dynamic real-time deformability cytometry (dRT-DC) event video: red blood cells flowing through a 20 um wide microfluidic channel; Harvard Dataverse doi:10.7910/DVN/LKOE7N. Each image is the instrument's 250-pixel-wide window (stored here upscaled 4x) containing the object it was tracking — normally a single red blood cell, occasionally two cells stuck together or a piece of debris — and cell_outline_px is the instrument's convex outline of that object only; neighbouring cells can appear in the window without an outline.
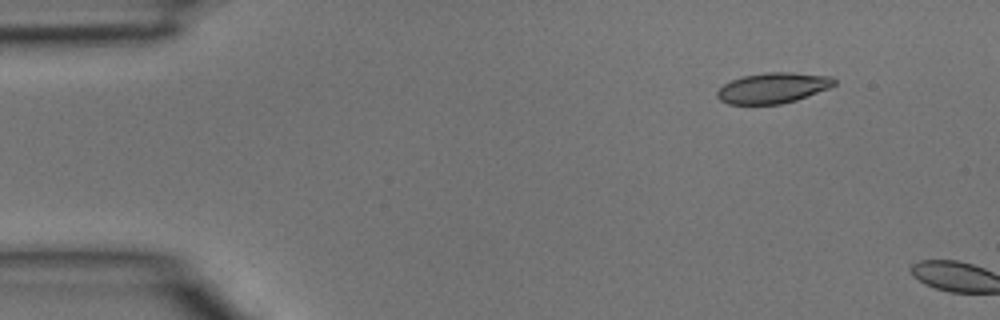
{"species": "common noctule bat (a hibernating species)", "species_latin": "Nyctalus noctula", "temperature_condition": "room temperature", "stored_images_in_passage": 2, "camera_frame_rate_fps": 3000, "um_per_image_px": 0.085, "animal": {"sex": "male", "body_mass_g": 15.6}, "frame": {"image": 1, "passage_image": 1, "time_ms": 0.0, "image_size_px": [1000, 320], "cell_outline_px": [[836, 84], [828, 88], [796, 100], [780, 104], [728, 104], [720, 100], [716, 96], [716, 92], [724, 84], [732, 80], [744, 76], [764, 72], [792, 72], [832, 76], [836, 80]], "centroid_in_image_um": [65.7, 7.47], "position_along_channel_um": 19.3, "area_um2": 20.81}}